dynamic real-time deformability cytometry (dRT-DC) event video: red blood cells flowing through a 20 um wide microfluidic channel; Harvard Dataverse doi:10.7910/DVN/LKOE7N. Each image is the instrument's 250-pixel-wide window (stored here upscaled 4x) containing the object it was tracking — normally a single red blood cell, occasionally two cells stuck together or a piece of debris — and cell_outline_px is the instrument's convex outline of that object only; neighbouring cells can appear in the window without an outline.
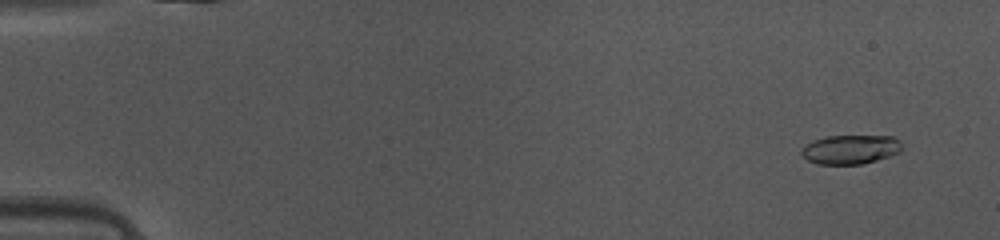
{"species": "common noctule bat (a hibernating species)", "species_latin": "Nyctalus noctula", "temperature_condition": "warm", "stored_images_in_passage": 49, "camera_frame_rate_fps": 3000, "um_per_image_px": 0.085, "animal": {"sex": "female", "body_mass_g": 10.0, "forearm_length_mm": 53.1}, "frame": {"image": 1, "passage_image": 4, "time_ms": 1.0, "image_size_px": [1000, 240], "cell_outline_px": [[904, 148], [900, 152], [876, 160], [860, 164], [816, 164], [808, 160], [800, 152], [812, 140], [828, 136], [892, 136], [900, 140]], "centroid_in_image_um": [72.33, 12.69], "position_along_channel_um": 12.7, "area_um2": 16.99}}
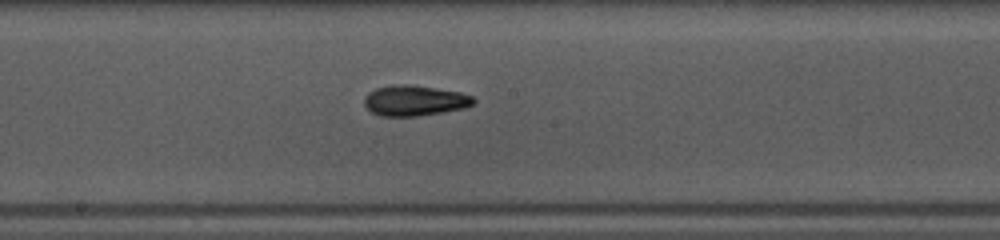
{"frame": {"image": 2, "passage_image": 27, "time_ms": 8.667, "image_size_px": [1000, 240], "cell_outline_px": [[476, 100], [472, 104], [464, 108], [416, 116], [380, 116], [372, 112], [364, 104], [364, 96], [368, 92], [376, 88], [392, 84], [408, 84], [460, 92], [472, 96]], "centroid_in_image_um": [35.2, 8.54], "position_along_channel_um": 213.0, "area_um2": 19.31}}
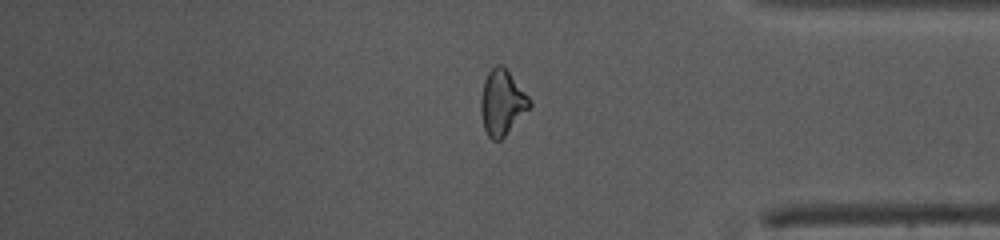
{"frame": {"image": 3, "passage_image": 41, "time_ms": 13.333, "image_size_px": [1000, 240], "cell_outline_px": [[532, 104], [504, 136], [500, 140], [492, 140], [488, 136], [484, 128], [480, 112], [480, 100], [484, 80], [488, 72], [496, 64], [500, 64], [508, 72], [532, 100]], "centroid_in_image_um": [42.65, 8.72], "position_along_channel_um": 392.6, "area_um2": 18.21}, "authors_computed_cell_mechanics": {"area_um2": 18.1492, "velocity_mm_per_s": 4.1892, "shape_relaxation_time_tau1_ms": 4.1389, "shape_relaxation_time_tau2_ms": 4.3182, "deformation_change_tau1": 0.1579, "deformation_change_tau2": 0.1386}}